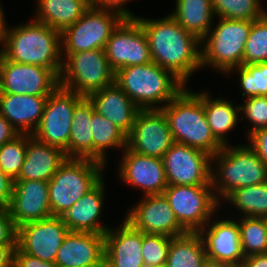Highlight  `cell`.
<instances>
[{
    "mask_svg": "<svg viewBox=\"0 0 267 267\" xmlns=\"http://www.w3.org/2000/svg\"><path fill=\"white\" fill-rule=\"evenodd\" d=\"M2 6H0V43L2 42L4 44L5 41V36H6V31H7V26L5 25V17L3 14ZM1 53V50H0Z\"/></svg>",
    "mask_w": 267,
    "mask_h": 267,
    "instance_id": "cell-49",
    "label": "cell"
},
{
    "mask_svg": "<svg viewBox=\"0 0 267 267\" xmlns=\"http://www.w3.org/2000/svg\"><path fill=\"white\" fill-rule=\"evenodd\" d=\"M206 226H208L207 232ZM206 226L199 231V234L204 243L207 261L239 267L245 256L242 252L238 222L226 219L211 224L208 221Z\"/></svg>",
    "mask_w": 267,
    "mask_h": 267,
    "instance_id": "cell-19",
    "label": "cell"
},
{
    "mask_svg": "<svg viewBox=\"0 0 267 267\" xmlns=\"http://www.w3.org/2000/svg\"><path fill=\"white\" fill-rule=\"evenodd\" d=\"M67 160L63 149L39 141L27 134V148L20 174L15 181L40 180L48 182Z\"/></svg>",
    "mask_w": 267,
    "mask_h": 267,
    "instance_id": "cell-25",
    "label": "cell"
},
{
    "mask_svg": "<svg viewBox=\"0 0 267 267\" xmlns=\"http://www.w3.org/2000/svg\"><path fill=\"white\" fill-rule=\"evenodd\" d=\"M156 267H168V266L165 264V265H162V266H156Z\"/></svg>",
    "mask_w": 267,
    "mask_h": 267,
    "instance_id": "cell-53",
    "label": "cell"
},
{
    "mask_svg": "<svg viewBox=\"0 0 267 267\" xmlns=\"http://www.w3.org/2000/svg\"><path fill=\"white\" fill-rule=\"evenodd\" d=\"M0 245H17V227L7 208H0Z\"/></svg>",
    "mask_w": 267,
    "mask_h": 267,
    "instance_id": "cell-41",
    "label": "cell"
},
{
    "mask_svg": "<svg viewBox=\"0 0 267 267\" xmlns=\"http://www.w3.org/2000/svg\"><path fill=\"white\" fill-rule=\"evenodd\" d=\"M140 23L150 49L151 60L173 73L185 85L190 75L201 66V40L187 32L168 15L150 20L135 17Z\"/></svg>",
    "mask_w": 267,
    "mask_h": 267,
    "instance_id": "cell-1",
    "label": "cell"
},
{
    "mask_svg": "<svg viewBox=\"0 0 267 267\" xmlns=\"http://www.w3.org/2000/svg\"><path fill=\"white\" fill-rule=\"evenodd\" d=\"M169 124L174 142L214 156L223 145L214 137L203 108V92L184 88L168 104L159 106Z\"/></svg>",
    "mask_w": 267,
    "mask_h": 267,
    "instance_id": "cell-3",
    "label": "cell"
},
{
    "mask_svg": "<svg viewBox=\"0 0 267 267\" xmlns=\"http://www.w3.org/2000/svg\"><path fill=\"white\" fill-rule=\"evenodd\" d=\"M14 180L0 167V208H7L13 193Z\"/></svg>",
    "mask_w": 267,
    "mask_h": 267,
    "instance_id": "cell-45",
    "label": "cell"
},
{
    "mask_svg": "<svg viewBox=\"0 0 267 267\" xmlns=\"http://www.w3.org/2000/svg\"><path fill=\"white\" fill-rule=\"evenodd\" d=\"M94 106L88 97H83L74 108L68 147L64 150L67 158L93 160V133L91 117Z\"/></svg>",
    "mask_w": 267,
    "mask_h": 267,
    "instance_id": "cell-27",
    "label": "cell"
},
{
    "mask_svg": "<svg viewBox=\"0 0 267 267\" xmlns=\"http://www.w3.org/2000/svg\"><path fill=\"white\" fill-rule=\"evenodd\" d=\"M204 267H232V266L207 262V264Z\"/></svg>",
    "mask_w": 267,
    "mask_h": 267,
    "instance_id": "cell-50",
    "label": "cell"
},
{
    "mask_svg": "<svg viewBox=\"0 0 267 267\" xmlns=\"http://www.w3.org/2000/svg\"><path fill=\"white\" fill-rule=\"evenodd\" d=\"M17 245H0V267H14V253Z\"/></svg>",
    "mask_w": 267,
    "mask_h": 267,
    "instance_id": "cell-47",
    "label": "cell"
},
{
    "mask_svg": "<svg viewBox=\"0 0 267 267\" xmlns=\"http://www.w3.org/2000/svg\"><path fill=\"white\" fill-rule=\"evenodd\" d=\"M70 232L62 217L51 216L17 228V247L43 261L55 263L57 252Z\"/></svg>",
    "mask_w": 267,
    "mask_h": 267,
    "instance_id": "cell-16",
    "label": "cell"
},
{
    "mask_svg": "<svg viewBox=\"0 0 267 267\" xmlns=\"http://www.w3.org/2000/svg\"><path fill=\"white\" fill-rule=\"evenodd\" d=\"M83 97L58 86L48 96L40 124L32 135L41 142L65 150L69 144L75 105Z\"/></svg>",
    "mask_w": 267,
    "mask_h": 267,
    "instance_id": "cell-11",
    "label": "cell"
},
{
    "mask_svg": "<svg viewBox=\"0 0 267 267\" xmlns=\"http://www.w3.org/2000/svg\"><path fill=\"white\" fill-rule=\"evenodd\" d=\"M103 181L102 178L61 216L70 232L105 234L109 229L99 221L105 195Z\"/></svg>",
    "mask_w": 267,
    "mask_h": 267,
    "instance_id": "cell-26",
    "label": "cell"
},
{
    "mask_svg": "<svg viewBox=\"0 0 267 267\" xmlns=\"http://www.w3.org/2000/svg\"><path fill=\"white\" fill-rule=\"evenodd\" d=\"M239 267H267V253L246 256Z\"/></svg>",
    "mask_w": 267,
    "mask_h": 267,
    "instance_id": "cell-48",
    "label": "cell"
},
{
    "mask_svg": "<svg viewBox=\"0 0 267 267\" xmlns=\"http://www.w3.org/2000/svg\"><path fill=\"white\" fill-rule=\"evenodd\" d=\"M265 223H266V227H267V216L263 217Z\"/></svg>",
    "mask_w": 267,
    "mask_h": 267,
    "instance_id": "cell-52",
    "label": "cell"
},
{
    "mask_svg": "<svg viewBox=\"0 0 267 267\" xmlns=\"http://www.w3.org/2000/svg\"><path fill=\"white\" fill-rule=\"evenodd\" d=\"M207 262L199 232H186L171 237L166 263L168 267H204Z\"/></svg>",
    "mask_w": 267,
    "mask_h": 267,
    "instance_id": "cell-30",
    "label": "cell"
},
{
    "mask_svg": "<svg viewBox=\"0 0 267 267\" xmlns=\"http://www.w3.org/2000/svg\"><path fill=\"white\" fill-rule=\"evenodd\" d=\"M104 237V261L111 267H145L141 230L134 228L125 220L120 228H109Z\"/></svg>",
    "mask_w": 267,
    "mask_h": 267,
    "instance_id": "cell-22",
    "label": "cell"
},
{
    "mask_svg": "<svg viewBox=\"0 0 267 267\" xmlns=\"http://www.w3.org/2000/svg\"><path fill=\"white\" fill-rule=\"evenodd\" d=\"M27 134H19L0 147V167L14 181L18 178L26 156Z\"/></svg>",
    "mask_w": 267,
    "mask_h": 267,
    "instance_id": "cell-38",
    "label": "cell"
},
{
    "mask_svg": "<svg viewBox=\"0 0 267 267\" xmlns=\"http://www.w3.org/2000/svg\"><path fill=\"white\" fill-rule=\"evenodd\" d=\"M14 267H58L55 263L43 261L30 254L22 252L18 247L14 253Z\"/></svg>",
    "mask_w": 267,
    "mask_h": 267,
    "instance_id": "cell-44",
    "label": "cell"
},
{
    "mask_svg": "<svg viewBox=\"0 0 267 267\" xmlns=\"http://www.w3.org/2000/svg\"><path fill=\"white\" fill-rule=\"evenodd\" d=\"M253 124L248 137L255 131L267 127V96H254L244 100L240 105V112Z\"/></svg>",
    "mask_w": 267,
    "mask_h": 267,
    "instance_id": "cell-40",
    "label": "cell"
},
{
    "mask_svg": "<svg viewBox=\"0 0 267 267\" xmlns=\"http://www.w3.org/2000/svg\"><path fill=\"white\" fill-rule=\"evenodd\" d=\"M105 53L115 72L152 62L146 35L136 19H124L117 26L107 41Z\"/></svg>",
    "mask_w": 267,
    "mask_h": 267,
    "instance_id": "cell-15",
    "label": "cell"
},
{
    "mask_svg": "<svg viewBox=\"0 0 267 267\" xmlns=\"http://www.w3.org/2000/svg\"><path fill=\"white\" fill-rule=\"evenodd\" d=\"M35 20L62 32L89 8L88 0H37Z\"/></svg>",
    "mask_w": 267,
    "mask_h": 267,
    "instance_id": "cell-28",
    "label": "cell"
},
{
    "mask_svg": "<svg viewBox=\"0 0 267 267\" xmlns=\"http://www.w3.org/2000/svg\"><path fill=\"white\" fill-rule=\"evenodd\" d=\"M233 69L240 74L241 96H267V62L242 65L232 68L228 73Z\"/></svg>",
    "mask_w": 267,
    "mask_h": 267,
    "instance_id": "cell-36",
    "label": "cell"
},
{
    "mask_svg": "<svg viewBox=\"0 0 267 267\" xmlns=\"http://www.w3.org/2000/svg\"><path fill=\"white\" fill-rule=\"evenodd\" d=\"M7 209L17 228L51 217L48 182L14 181L13 193Z\"/></svg>",
    "mask_w": 267,
    "mask_h": 267,
    "instance_id": "cell-18",
    "label": "cell"
},
{
    "mask_svg": "<svg viewBox=\"0 0 267 267\" xmlns=\"http://www.w3.org/2000/svg\"><path fill=\"white\" fill-rule=\"evenodd\" d=\"M18 135L17 130L0 114V147Z\"/></svg>",
    "mask_w": 267,
    "mask_h": 267,
    "instance_id": "cell-46",
    "label": "cell"
},
{
    "mask_svg": "<svg viewBox=\"0 0 267 267\" xmlns=\"http://www.w3.org/2000/svg\"><path fill=\"white\" fill-rule=\"evenodd\" d=\"M168 185L204 186L211 183V156L199 149L174 143L162 157Z\"/></svg>",
    "mask_w": 267,
    "mask_h": 267,
    "instance_id": "cell-12",
    "label": "cell"
},
{
    "mask_svg": "<svg viewBox=\"0 0 267 267\" xmlns=\"http://www.w3.org/2000/svg\"><path fill=\"white\" fill-rule=\"evenodd\" d=\"M214 15L219 18L254 21L267 11L261 7V0H211Z\"/></svg>",
    "mask_w": 267,
    "mask_h": 267,
    "instance_id": "cell-35",
    "label": "cell"
},
{
    "mask_svg": "<svg viewBox=\"0 0 267 267\" xmlns=\"http://www.w3.org/2000/svg\"><path fill=\"white\" fill-rule=\"evenodd\" d=\"M98 267H111L107 262L103 261Z\"/></svg>",
    "mask_w": 267,
    "mask_h": 267,
    "instance_id": "cell-51",
    "label": "cell"
},
{
    "mask_svg": "<svg viewBox=\"0 0 267 267\" xmlns=\"http://www.w3.org/2000/svg\"><path fill=\"white\" fill-rule=\"evenodd\" d=\"M126 215L134 228L143 233L178 236L187 231L178 223L164 194L147 195Z\"/></svg>",
    "mask_w": 267,
    "mask_h": 267,
    "instance_id": "cell-17",
    "label": "cell"
},
{
    "mask_svg": "<svg viewBox=\"0 0 267 267\" xmlns=\"http://www.w3.org/2000/svg\"><path fill=\"white\" fill-rule=\"evenodd\" d=\"M267 62V13L252 21L245 43L242 65Z\"/></svg>",
    "mask_w": 267,
    "mask_h": 267,
    "instance_id": "cell-37",
    "label": "cell"
},
{
    "mask_svg": "<svg viewBox=\"0 0 267 267\" xmlns=\"http://www.w3.org/2000/svg\"><path fill=\"white\" fill-rule=\"evenodd\" d=\"M251 21L220 18V22L202 39L201 66H212L223 74L242 66L245 43ZM206 40V41H205Z\"/></svg>",
    "mask_w": 267,
    "mask_h": 267,
    "instance_id": "cell-7",
    "label": "cell"
},
{
    "mask_svg": "<svg viewBox=\"0 0 267 267\" xmlns=\"http://www.w3.org/2000/svg\"><path fill=\"white\" fill-rule=\"evenodd\" d=\"M47 100L48 96L0 92V114L19 134L32 135L40 124Z\"/></svg>",
    "mask_w": 267,
    "mask_h": 267,
    "instance_id": "cell-23",
    "label": "cell"
},
{
    "mask_svg": "<svg viewBox=\"0 0 267 267\" xmlns=\"http://www.w3.org/2000/svg\"><path fill=\"white\" fill-rule=\"evenodd\" d=\"M224 199L243 212V217L267 216V181L235 189Z\"/></svg>",
    "mask_w": 267,
    "mask_h": 267,
    "instance_id": "cell-33",
    "label": "cell"
},
{
    "mask_svg": "<svg viewBox=\"0 0 267 267\" xmlns=\"http://www.w3.org/2000/svg\"><path fill=\"white\" fill-rule=\"evenodd\" d=\"M238 226L245 257L267 253V227L263 217H242Z\"/></svg>",
    "mask_w": 267,
    "mask_h": 267,
    "instance_id": "cell-34",
    "label": "cell"
},
{
    "mask_svg": "<svg viewBox=\"0 0 267 267\" xmlns=\"http://www.w3.org/2000/svg\"><path fill=\"white\" fill-rule=\"evenodd\" d=\"M88 1L90 7L117 12L124 19H135V16L131 12H129L128 9L124 7L125 3L130 0H88Z\"/></svg>",
    "mask_w": 267,
    "mask_h": 267,
    "instance_id": "cell-42",
    "label": "cell"
},
{
    "mask_svg": "<svg viewBox=\"0 0 267 267\" xmlns=\"http://www.w3.org/2000/svg\"><path fill=\"white\" fill-rule=\"evenodd\" d=\"M168 120L161 109L139 110L131 132L127 135V148L133 152L162 159L174 144Z\"/></svg>",
    "mask_w": 267,
    "mask_h": 267,
    "instance_id": "cell-14",
    "label": "cell"
},
{
    "mask_svg": "<svg viewBox=\"0 0 267 267\" xmlns=\"http://www.w3.org/2000/svg\"><path fill=\"white\" fill-rule=\"evenodd\" d=\"M123 20L117 12L90 7L61 32V48L66 53L105 49L110 35Z\"/></svg>",
    "mask_w": 267,
    "mask_h": 267,
    "instance_id": "cell-10",
    "label": "cell"
},
{
    "mask_svg": "<svg viewBox=\"0 0 267 267\" xmlns=\"http://www.w3.org/2000/svg\"><path fill=\"white\" fill-rule=\"evenodd\" d=\"M87 97L98 114L115 124L126 135L131 132L140 109L116 83L92 92Z\"/></svg>",
    "mask_w": 267,
    "mask_h": 267,
    "instance_id": "cell-24",
    "label": "cell"
},
{
    "mask_svg": "<svg viewBox=\"0 0 267 267\" xmlns=\"http://www.w3.org/2000/svg\"><path fill=\"white\" fill-rule=\"evenodd\" d=\"M59 86L87 97L90 93L115 83L105 49L64 53Z\"/></svg>",
    "mask_w": 267,
    "mask_h": 267,
    "instance_id": "cell-8",
    "label": "cell"
},
{
    "mask_svg": "<svg viewBox=\"0 0 267 267\" xmlns=\"http://www.w3.org/2000/svg\"><path fill=\"white\" fill-rule=\"evenodd\" d=\"M104 164L91 159L67 158L48 181L52 216L61 217L101 179Z\"/></svg>",
    "mask_w": 267,
    "mask_h": 267,
    "instance_id": "cell-6",
    "label": "cell"
},
{
    "mask_svg": "<svg viewBox=\"0 0 267 267\" xmlns=\"http://www.w3.org/2000/svg\"><path fill=\"white\" fill-rule=\"evenodd\" d=\"M212 184L204 186L168 185L163 191L178 223L187 232H199L217 210Z\"/></svg>",
    "mask_w": 267,
    "mask_h": 267,
    "instance_id": "cell-9",
    "label": "cell"
},
{
    "mask_svg": "<svg viewBox=\"0 0 267 267\" xmlns=\"http://www.w3.org/2000/svg\"><path fill=\"white\" fill-rule=\"evenodd\" d=\"M59 86V77L39 65L7 60L0 53V92L49 96Z\"/></svg>",
    "mask_w": 267,
    "mask_h": 267,
    "instance_id": "cell-13",
    "label": "cell"
},
{
    "mask_svg": "<svg viewBox=\"0 0 267 267\" xmlns=\"http://www.w3.org/2000/svg\"><path fill=\"white\" fill-rule=\"evenodd\" d=\"M225 99L212 100L207 92L203 93V108L214 137L223 145H227L226 133L235 128L238 120L239 106Z\"/></svg>",
    "mask_w": 267,
    "mask_h": 267,
    "instance_id": "cell-31",
    "label": "cell"
},
{
    "mask_svg": "<svg viewBox=\"0 0 267 267\" xmlns=\"http://www.w3.org/2000/svg\"><path fill=\"white\" fill-rule=\"evenodd\" d=\"M171 237L142 232V257L145 267L162 266L167 263Z\"/></svg>",
    "mask_w": 267,
    "mask_h": 267,
    "instance_id": "cell-39",
    "label": "cell"
},
{
    "mask_svg": "<svg viewBox=\"0 0 267 267\" xmlns=\"http://www.w3.org/2000/svg\"><path fill=\"white\" fill-rule=\"evenodd\" d=\"M176 9L170 15L187 32L199 40L212 28L214 11L211 0H176Z\"/></svg>",
    "mask_w": 267,
    "mask_h": 267,
    "instance_id": "cell-29",
    "label": "cell"
},
{
    "mask_svg": "<svg viewBox=\"0 0 267 267\" xmlns=\"http://www.w3.org/2000/svg\"><path fill=\"white\" fill-rule=\"evenodd\" d=\"M104 234L69 232L62 242L55 264L58 267H98L104 261Z\"/></svg>",
    "mask_w": 267,
    "mask_h": 267,
    "instance_id": "cell-21",
    "label": "cell"
},
{
    "mask_svg": "<svg viewBox=\"0 0 267 267\" xmlns=\"http://www.w3.org/2000/svg\"><path fill=\"white\" fill-rule=\"evenodd\" d=\"M123 152L120 178L132 187L142 188L145 196L163 194L168 182L162 159L133 152L127 147Z\"/></svg>",
    "mask_w": 267,
    "mask_h": 267,
    "instance_id": "cell-20",
    "label": "cell"
},
{
    "mask_svg": "<svg viewBox=\"0 0 267 267\" xmlns=\"http://www.w3.org/2000/svg\"><path fill=\"white\" fill-rule=\"evenodd\" d=\"M250 146L267 167V127L253 132L249 136Z\"/></svg>",
    "mask_w": 267,
    "mask_h": 267,
    "instance_id": "cell-43",
    "label": "cell"
},
{
    "mask_svg": "<svg viewBox=\"0 0 267 267\" xmlns=\"http://www.w3.org/2000/svg\"><path fill=\"white\" fill-rule=\"evenodd\" d=\"M211 160L218 161L219 171L211 168V184L218 201L235 189L267 181V167L249 145H225Z\"/></svg>",
    "mask_w": 267,
    "mask_h": 267,
    "instance_id": "cell-5",
    "label": "cell"
},
{
    "mask_svg": "<svg viewBox=\"0 0 267 267\" xmlns=\"http://www.w3.org/2000/svg\"><path fill=\"white\" fill-rule=\"evenodd\" d=\"M93 160L106 163V149L127 147V135L105 117L92 112Z\"/></svg>",
    "mask_w": 267,
    "mask_h": 267,
    "instance_id": "cell-32",
    "label": "cell"
},
{
    "mask_svg": "<svg viewBox=\"0 0 267 267\" xmlns=\"http://www.w3.org/2000/svg\"><path fill=\"white\" fill-rule=\"evenodd\" d=\"M1 54L13 62L39 65L60 77L63 59L61 32L35 19L25 25L7 28Z\"/></svg>",
    "mask_w": 267,
    "mask_h": 267,
    "instance_id": "cell-2",
    "label": "cell"
},
{
    "mask_svg": "<svg viewBox=\"0 0 267 267\" xmlns=\"http://www.w3.org/2000/svg\"><path fill=\"white\" fill-rule=\"evenodd\" d=\"M115 83L140 110L159 109L154 105L168 104L186 87L173 73L154 62L118 69Z\"/></svg>",
    "mask_w": 267,
    "mask_h": 267,
    "instance_id": "cell-4",
    "label": "cell"
}]
</instances>
